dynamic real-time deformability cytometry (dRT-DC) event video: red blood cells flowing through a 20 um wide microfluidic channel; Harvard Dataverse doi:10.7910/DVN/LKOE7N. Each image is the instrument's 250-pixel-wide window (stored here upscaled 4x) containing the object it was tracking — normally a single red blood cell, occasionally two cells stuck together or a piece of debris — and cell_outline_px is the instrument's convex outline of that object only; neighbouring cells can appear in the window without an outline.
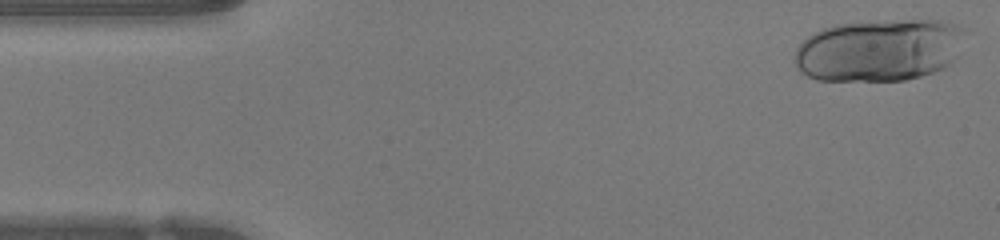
{"species": "human", "species_latin": "Homo sapiens", "temperature_condition": "warm", "stored_images_in_passage": 46, "segment_of_instrument_passage": [1, 2], "camera_frame_rate_fps": 3000, "um_per_image_px": 0.085, "donor": {"sex": "female"}, "frame": {"image": 1, "passage_image": 1, "time_ms": 0.0, "image_size_px": [1000, 240], "cell_outline_px": [[968, 32], [956, 56], [944, 68], [920, 76], [904, 80], [816, 80], [800, 72], [792, 60], [796, 48], [812, 32], [820, 28], [836, 24], [904, 20], [940, 20], [956, 24], [964, 28]], "centroid_in_image_um": [74.72, 4.25], "position_along_channel_um": 10.3, "area_um2": 62.31}}
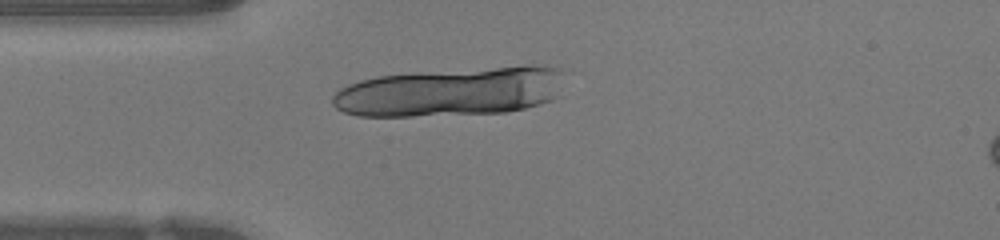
{"frame": {"image": 2, "passage_image": 11, "time_ms": 3.333, "image_size_px": [1000, 240], "cell_outline_px": [[564, 96], [540, 104], [524, 108], [504, 112], [412, 116], [356, 116], [344, 112], [336, 108], [332, 104], [332, 96], [340, 88], [348, 84], [360, 80], [380, 76], [416, 72], [496, 68], [560, 68]], "centroid_in_image_um": [38.26, 7.84], "position_along_channel_um": 46.7, "area_um2": 65.31}}